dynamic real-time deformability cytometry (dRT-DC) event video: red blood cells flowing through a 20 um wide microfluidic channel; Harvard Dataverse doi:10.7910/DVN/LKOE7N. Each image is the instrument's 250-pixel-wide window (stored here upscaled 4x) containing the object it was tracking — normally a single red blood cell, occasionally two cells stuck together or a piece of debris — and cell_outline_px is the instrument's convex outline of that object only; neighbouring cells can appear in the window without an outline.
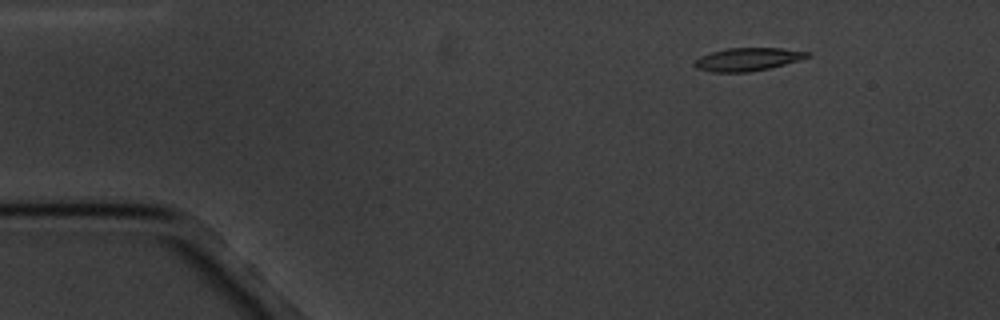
{"species": "common noctule bat (a hibernating species)", "species_latin": "Nyctalus noctula", "temperature_condition": "cold", "stored_images_in_passage": 8, "camera_frame_rate_fps": 3000, "um_per_image_px": 0.085, "animal": {"sex": "male", "body_mass_g": 20.1, "forearm_length_mm": 53.5}, "frame": {"image": 1, "passage_image": 3, "time_ms": 2.333, "image_size_px": [1000, 320], "cell_outline_px": [[812, 56], [784, 64], [768, 68], [748, 72], [712, 72], [696, 68], [692, 64], [700, 56], [712, 52], [728, 48], [780, 48], [812, 52]], "centroid_in_image_um": [63.55, 5.04], "position_along_channel_um": 21.4, "area_um2": 15.09}}
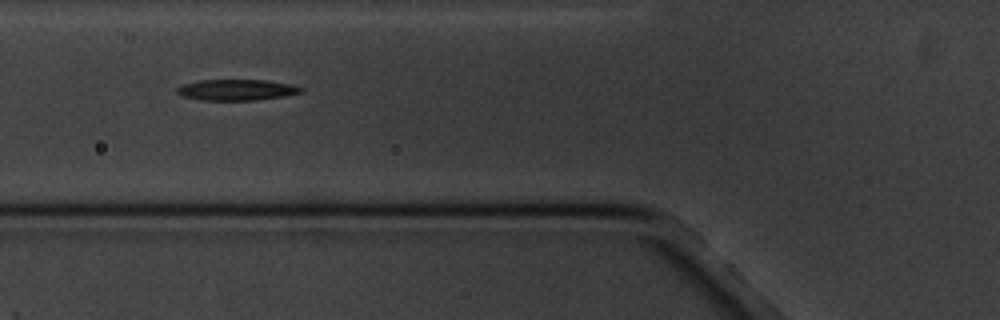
{"frame": {"image": 2, "passage_image": 7, "time_ms": 7.0, "image_size_px": [1000, 320], "cell_outline_px": [[304, 92], [284, 96], [256, 100], [200, 100], [184, 96], [176, 92], [176, 88], [180, 84], [200, 80], [264, 80], [292, 84], [304, 88]], "centroid_in_image_um": [20.12, 7.63], "position_along_channel_um": 105.7, "area_um2": 15.26}}
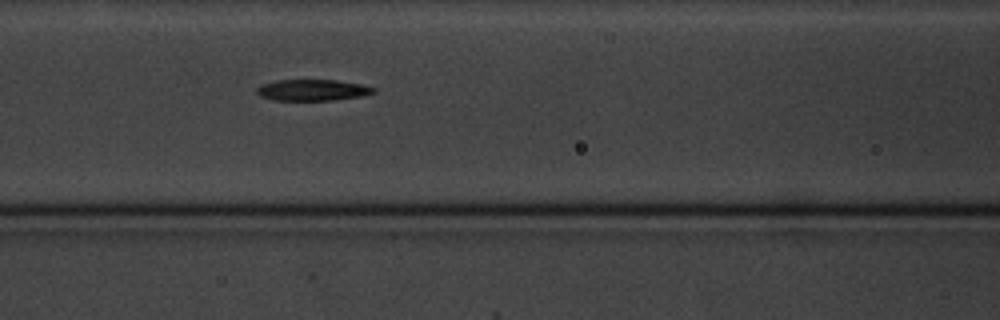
{"frame": {"image": 3, "passage_image": 8, "time_ms": 8.0, "image_size_px": [1000, 320], "cell_outline_px": [[376, 92], [364, 96], [332, 100], [272, 100], [260, 96], [256, 92], [256, 88], [260, 84], [276, 80], [336, 80], [364, 84], [376, 88]], "centroid_in_image_um": [26.58, 7.65], "position_along_channel_um": 140.0, "area_um2": 14.68}}